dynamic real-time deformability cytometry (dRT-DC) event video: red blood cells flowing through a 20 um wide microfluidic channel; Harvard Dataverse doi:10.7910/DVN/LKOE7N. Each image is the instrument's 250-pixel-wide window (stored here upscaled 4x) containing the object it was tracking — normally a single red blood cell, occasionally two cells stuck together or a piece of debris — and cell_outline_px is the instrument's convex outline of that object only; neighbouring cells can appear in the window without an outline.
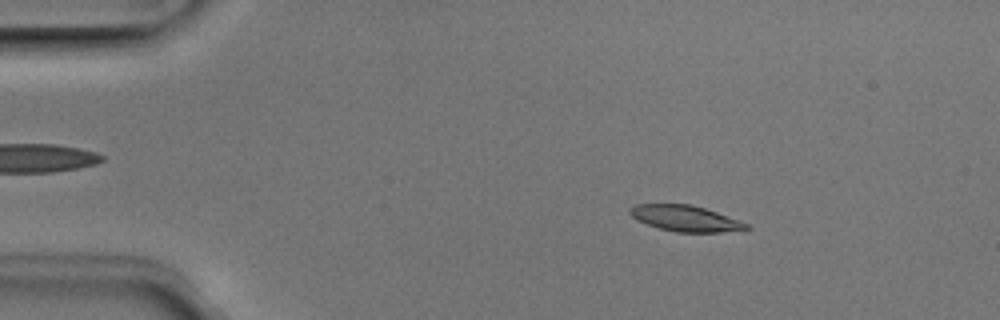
{"species": "Egyptian fruit bat (a non-hibernating species)", "species_latin": "Rousettus aegyptiacus", "temperature_condition": "room temperature", "stored_images_in_passage": 51, "camera_frame_rate_fps": 3000, "um_per_image_px": 0.085, "animal": {"sex": "male"}, "frame": {"image": 1, "passage_image": 8, "time_ms": 2.333, "image_size_px": [1000, 320], "cell_outline_px": [[752, 228], [720, 232], [676, 232], [660, 228], [636, 220], [628, 212], [628, 208], [636, 204], [692, 204], [716, 212], [748, 224]], "centroid_in_image_um": [58.21, 18.55], "position_along_channel_um": 26.8, "area_um2": 17.4}}
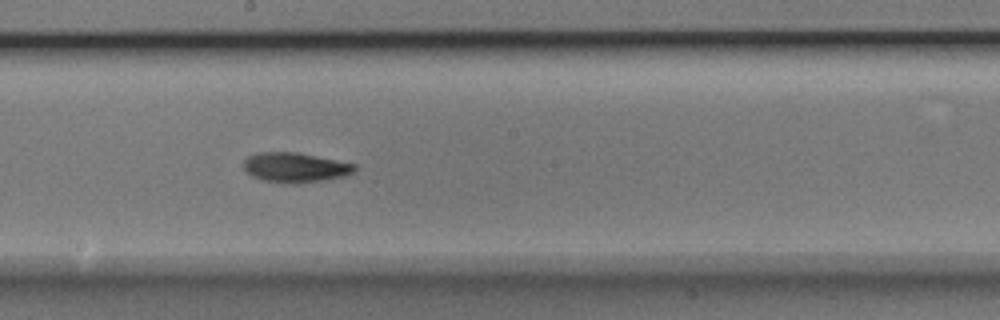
{"frame": {"image": 2, "passage_image": 28, "time_ms": 9.0, "image_size_px": [1000, 320], "cell_outline_px": [[356, 168], [352, 172], [344, 176], [324, 180], [296, 184], [288, 184], [264, 180], [252, 176], [244, 168], [244, 160], [248, 156], [256, 152], [296, 152], [356, 164]], "centroid_in_image_um": [25.07, 14.23], "position_along_channel_um": 223.1, "area_um2": 19.19}}
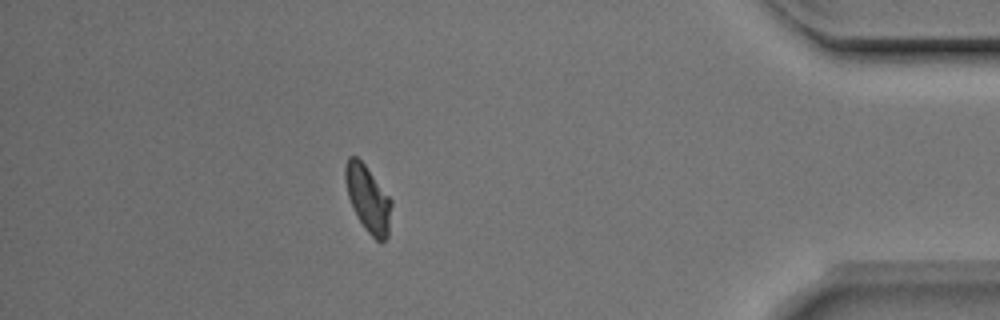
{"frame": {"image": 3, "passage_image": 45, "time_ms": 14.667, "image_size_px": [1000, 320], "cell_outline_px": [[392, 204], [388, 236], [380, 244], [364, 228], [348, 196], [344, 176], [344, 168], [348, 156], [356, 156], [364, 164], [392, 200]], "centroid_in_image_um": [31.29, 16.9], "position_along_channel_um": 403.9, "area_um2": 17.63}, "authors_computed_cell_mechanics": {"area_um2": 18.207, "velocity_mm_per_s": 3.956, "shape_relaxation_time_tau1_ms": 2.6905, "shape_relaxation_time_tau2_ms": 4.6099, "deformation_change_tau1": 0.1209, "deformation_change_tau2": 0.0954}}